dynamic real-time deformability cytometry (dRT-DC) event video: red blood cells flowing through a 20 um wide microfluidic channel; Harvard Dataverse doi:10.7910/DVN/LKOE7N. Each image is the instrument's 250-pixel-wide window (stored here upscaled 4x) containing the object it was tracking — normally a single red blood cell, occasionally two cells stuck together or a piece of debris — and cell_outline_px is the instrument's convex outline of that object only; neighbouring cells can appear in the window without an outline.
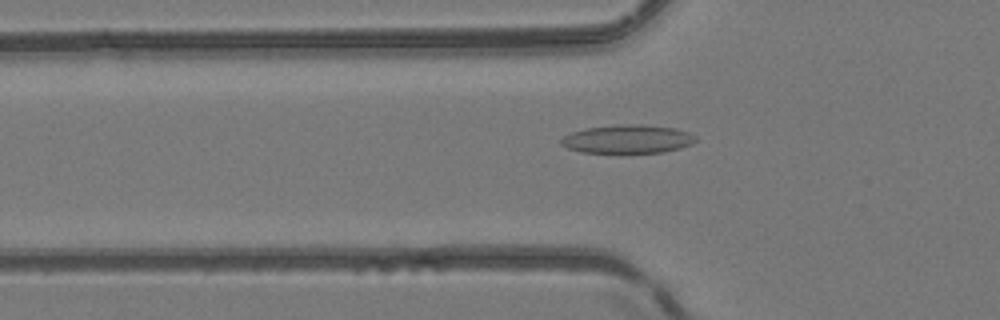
{"species": "common noctule bat (a hibernating species)", "species_latin": "Nyctalus noctula", "temperature_condition": "room temperature", "stored_images_in_passage": 40, "camera_frame_rate_fps": 3000, "um_per_image_px": 0.085, "animal": {"sex": "female", "body_mass_g": 24.6, "forearm_length_mm": 56.2}, "frame": {"image": 1, "passage_image": 10, "time_ms": 3.0, "image_size_px": [1000, 320], "cell_outline_px": [[696, 140], [692, 144], [680, 148], [664, 152], [580, 152], [568, 148], [560, 144], [560, 140], [564, 136], [572, 132], [588, 128], [620, 124], [640, 124], [672, 128], [688, 132], [696, 136]], "centroid_in_image_um": [53.35, 11.82], "position_along_channel_um": 72.5, "area_um2": 22.08}}
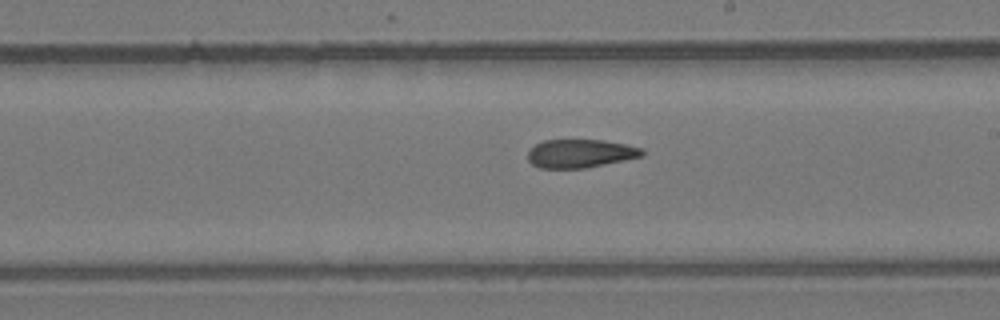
{"frame": {"image": 2, "passage_image": 22, "time_ms": 7.0, "image_size_px": [1000, 320], "cell_outline_px": [[644, 152], [640, 156], [584, 168], [540, 168], [532, 164], [528, 160], [528, 152], [536, 144], [544, 140], [604, 140], [624, 144], [640, 148]], "centroid_in_image_um": [49.26, 13.04], "position_along_channel_um": 239.7, "area_um2": 18.5}}
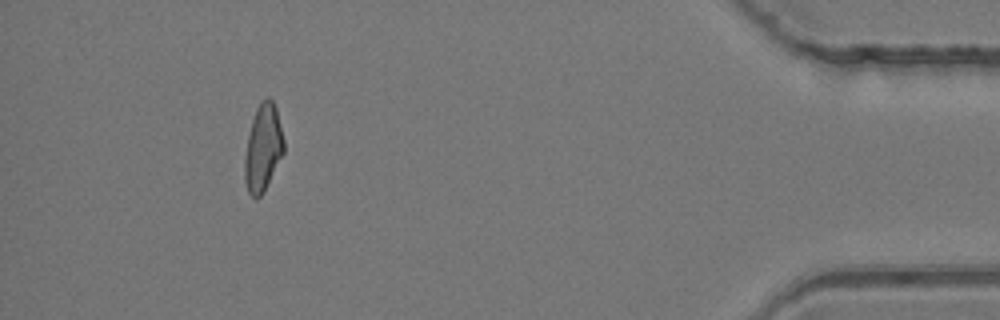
{"frame": {"image": 3, "passage_image": 39, "time_ms": 12.667, "image_size_px": [1000, 320], "cell_outline_px": [[284, 152], [264, 192], [260, 196], [252, 196], [248, 192], [244, 180], [244, 160], [248, 136], [252, 120], [256, 108], [260, 100], [268, 96], [272, 100], [276, 108], [284, 140]], "centroid_in_image_um": [22.35, 12.55], "position_along_channel_um": 412.8, "area_um2": 19.83}}